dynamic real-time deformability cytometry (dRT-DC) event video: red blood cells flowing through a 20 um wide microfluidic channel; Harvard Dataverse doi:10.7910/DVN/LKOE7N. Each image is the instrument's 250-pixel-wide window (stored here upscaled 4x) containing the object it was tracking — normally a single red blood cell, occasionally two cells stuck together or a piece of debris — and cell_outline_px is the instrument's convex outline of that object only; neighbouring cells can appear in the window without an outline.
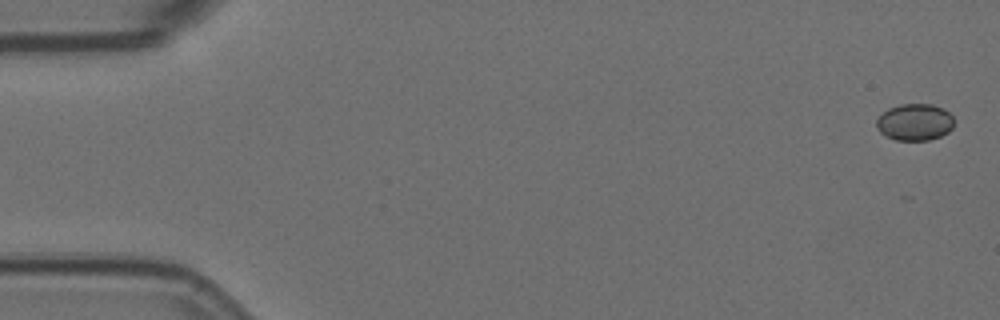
{"species": "Egyptian fruit bat (a non-hibernating species)", "species_latin": "Rousettus aegyptiacus", "temperature_condition": "room temperature", "stored_images_in_passage": 6, "camera_frame_rate_fps": 3000, "um_per_image_px": 0.085, "animal": {"sex": "female"}, "frame": {"image": 1, "passage_image": 1, "time_ms": 0.0, "image_size_px": [1000, 320], "cell_outline_px": [[952, 128], [948, 132], [940, 136], [928, 140], [896, 140], [884, 136], [876, 128], [876, 120], [888, 108], [900, 104], [932, 104], [944, 108], [952, 116]], "centroid_in_image_um": [77.73, 10.38], "position_along_channel_um": 7.3, "area_um2": 16.65}}
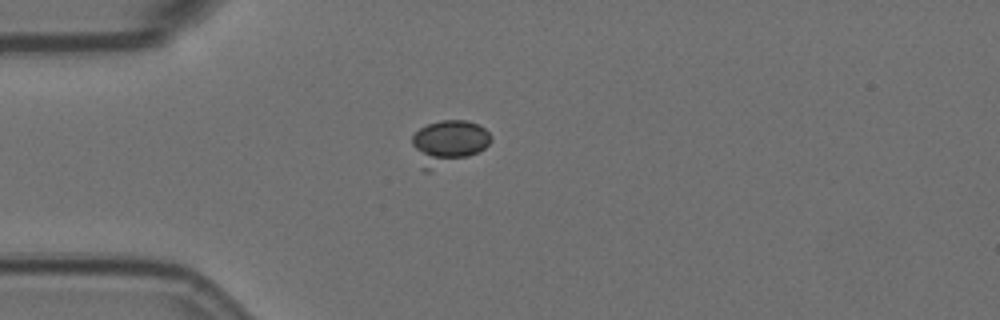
{"frame": {"image": 2, "passage_image": 5, "time_ms": 1.333, "image_size_px": [1000, 320], "cell_outline_px": [[492, 140], [484, 148], [468, 156], [436, 160], [432, 160], [416, 148], [412, 144], [412, 136], [420, 128], [428, 124], [440, 120], [468, 120], [484, 128], [488, 132]], "centroid_in_image_um": [38.3, 11.83], "position_along_channel_um": 46.7, "area_um2": 17.28}}
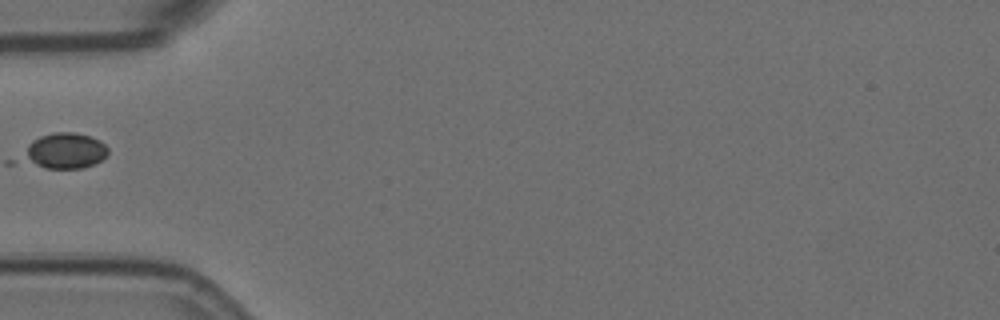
{"frame": {"image": 3, "passage_image": 6, "time_ms": 1.667, "image_size_px": [1000, 320], "cell_outline_px": [[108, 152], [100, 160], [92, 164], [80, 168], [44, 168], [28, 160], [28, 144], [32, 140], [40, 136], [56, 132], [76, 132], [100, 140], [108, 148]], "centroid_in_image_um": [5.59, 12.79], "position_along_channel_um": 79.4, "area_um2": 16.88}}